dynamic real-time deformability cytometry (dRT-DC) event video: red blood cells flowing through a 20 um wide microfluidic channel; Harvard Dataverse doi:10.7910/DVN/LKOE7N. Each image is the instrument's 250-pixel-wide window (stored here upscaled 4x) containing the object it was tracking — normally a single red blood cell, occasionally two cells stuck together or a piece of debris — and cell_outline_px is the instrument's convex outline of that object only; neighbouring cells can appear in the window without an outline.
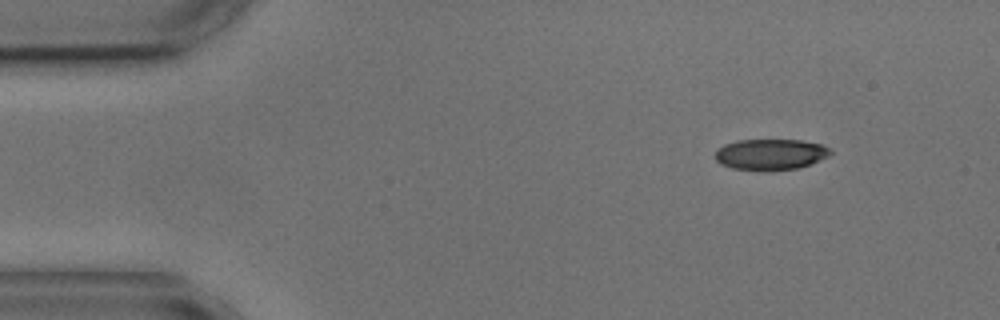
{"species": "common noctule bat (a hibernating species)", "species_latin": "Nyctalus noctula", "temperature_condition": "cold", "stored_images_in_passage": 3, "camera_frame_rate_fps": 3000, "um_per_image_px": 0.085, "animal": {"sex": "male", "body_mass_g": 17.9, "forearm_length_mm": 54.2}, "frame": {"image": 1, "passage_image": 1, "time_ms": 0.0, "image_size_px": [1000, 320], "cell_outline_px": [[832, 152], [828, 156], [808, 164], [796, 168], [732, 168], [720, 164], [712, 156], [724, 144], [736, 140], [800, 140], [820, 144], [832, 148]], "centroid_in_image_um": [65.47, 13.07], "position_along_channel_um": 19.5, "area_um2": 20.06}}
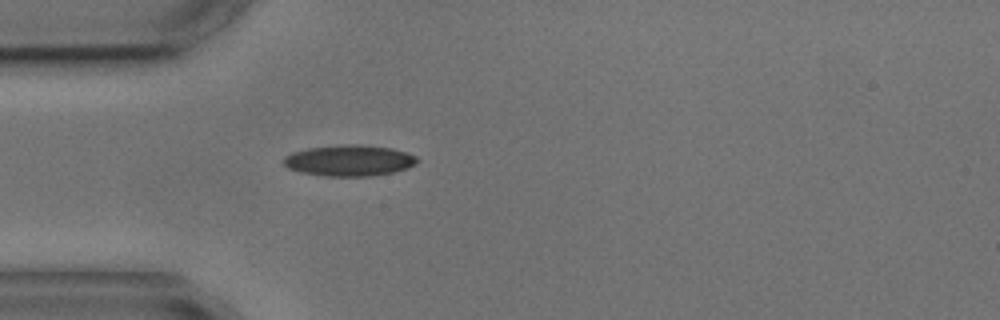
{"frame": {"image": 2, "passage_image": 3, "time_ms": 3.0, "image_size_px": [1000, 320], "cell_outline_px": [[420, 160], [416, 164], [408, 168], [392, 172], [372, 176], [324, 176], [300, 172], [288, 168], [284, 164], [284, 156], [292, 152], [308, 148], [344, 144], [356, 144], [392, 148], [408, 152], [416, 156]], "centroid_in_image_um": [29.71, 13.64], "position_along_channel_um": 55.3, "area_um2": 24.33}}